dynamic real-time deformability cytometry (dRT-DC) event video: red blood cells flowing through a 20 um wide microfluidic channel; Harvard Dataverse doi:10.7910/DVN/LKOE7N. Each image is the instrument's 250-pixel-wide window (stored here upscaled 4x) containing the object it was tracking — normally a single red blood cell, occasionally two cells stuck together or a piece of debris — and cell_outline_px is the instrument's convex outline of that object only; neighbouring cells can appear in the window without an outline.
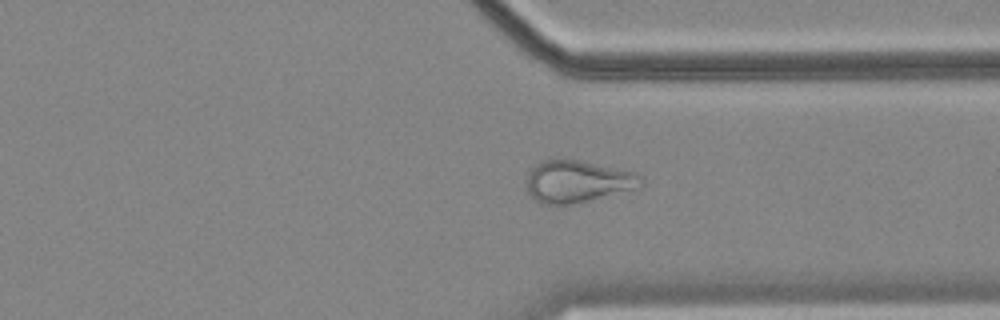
{"species": "common noctule bat (a hibernating species)", "species_latin": "Nyctalus noctula", "temperature_condition": "cold", "stored_images_in_passage": 58, "camera_frame_rate_fps": 3000, "um_per_image_px": 0.085, "animal": {"sex": "female", "body_mass_g": 18.4}, "frame": {"image": 1, "passage_image": 43, "time_ms": 14.0, "image_size_px": [1000, 320], "cell_outline_px": [[644, 184], [640, 188], [576, 204], [540, 204], [528, 192], [528, 172], [536, 164], [544, 160], [576, 160], [636, 172], [644, 176]], "centroid_in_image_um": [49.17, 15.44], "position_along_channel_um": 362.2, "area_um2": 28.15}}
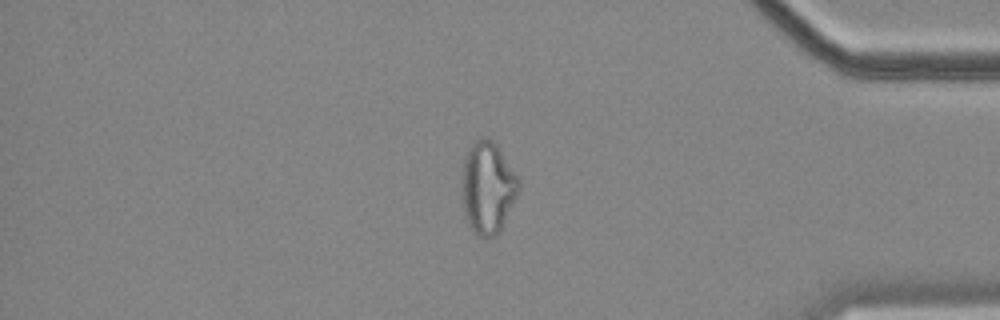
{"frame": {"image": 2, "passage_image": 48, "time_ms": 15.667, "image_size_px": [1000, 320], "cell_outline_px": [[520, 188], [496, 236], [480, 236], [472, 232], [468, 224], [464, 208], [460, 188], [464, 156], [472, 140], [480, 136], [484, 136], [492, 140], [496, 144], [520, 180]], "centroid_in_image_um": [41.41, 15.88], "position_along_channel_um": 393.8, "area_um2": 30.52}}